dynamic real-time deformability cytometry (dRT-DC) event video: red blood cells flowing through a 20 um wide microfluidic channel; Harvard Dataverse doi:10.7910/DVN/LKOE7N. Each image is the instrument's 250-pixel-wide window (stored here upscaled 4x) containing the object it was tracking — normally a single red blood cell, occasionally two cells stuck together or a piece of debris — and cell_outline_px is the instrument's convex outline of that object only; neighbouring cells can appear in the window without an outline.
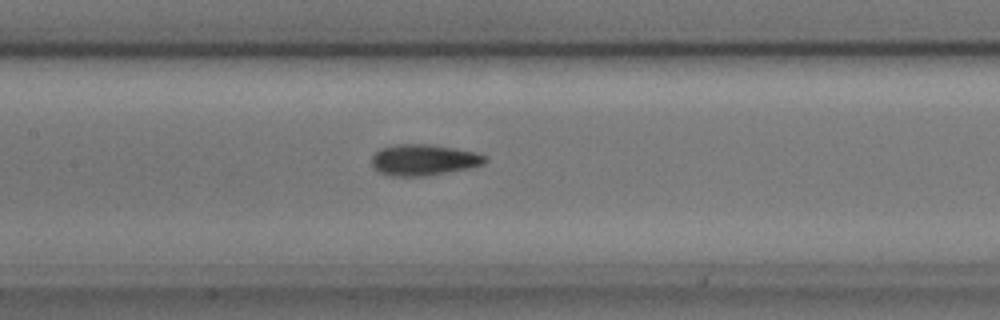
{"species": "common noctule bat (a hibernating species)", "species_latin": "Nyctalus noctula", "temperature_condition": "cold", "stored_images_in_passage": 42, "camera_frame_rate_fps": 3000, "um_per_image_px": 0.085, "animal": {"sex": "male", "body_mass_g": 17.9, "forearm_length_mm": 54.2}, "frame": {"image": 1, "passage_image": 12, "time_ms": 3.667, "image_size_px": [1000, 320], "cell_outline_px": [[488, 160], [484, 164], [472, 168], [428, 176], [392, 176], [380, 172], [372, 168], [372, 156], [380, 148], [396, 144], [432, 144], [456, 148], [476, 152], [488, 156]], "centroid_in_image_um": [36.06, 13.59], "position_along_channel_um": 171.3, "area_um2": 20.98}}
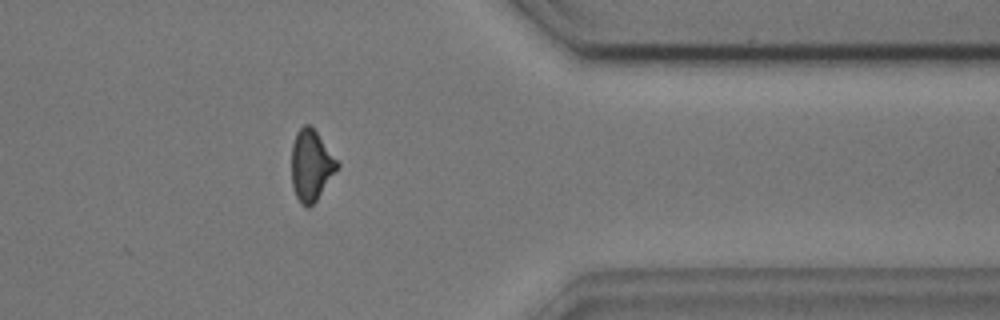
{"frame": {"image": 2, "passage_image": 31, "time_ms": 10.0, "image_size_px": [1000, 320], "cell_outline_px": [[340, 168], [316, 200], [308, 208], [300, 204], [296, 196], [292, 184], [292, 144], [296, 132], [304, 124], [312, 124], [340, 164]], "centroid_in_image_um": [26.46, 14.03], "position_along_channel_um": 384.9, "area_um2": 19.19}}
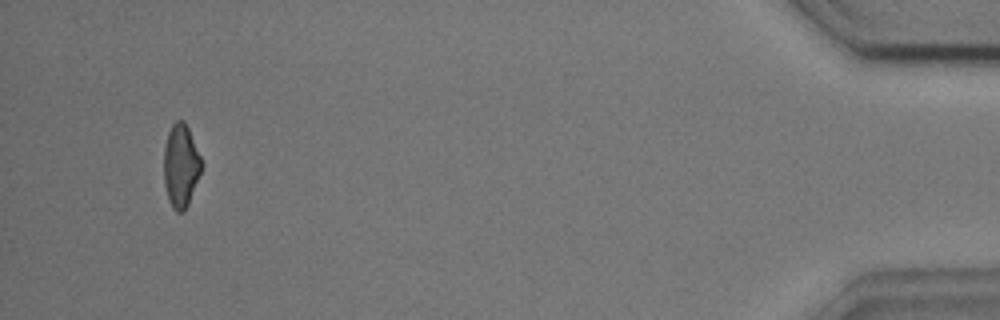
{"frame": {"image": 3, "passage_image": 39, "time_ms": 12.667, "image_size_px": [1000, 320], "cell_outline_px": [[204, 164], [188, 204], [184, 212], [176, 212], [172, 208], [168, 200], [164, 184], [164, 148], [168, 132], [172, 124], [176, 120], [184, 120], [188, 128]], "centroid_in_image_um": [15.37, 14.1], "position_along_channel_um": 419.8, "area_um2": 18.38}, "authors_computed_cell_mechanics": {"area_um2": 19.7387, "velocity_mm_per_s": 3.6278, "shape_relaxation_time_tau1_ms": 3.3977, "shape_relaxation_time_tau2_ms": 4.653, "deformation_change_tau1": 0.0998, "deformation_change_tau2": 0.1075}}